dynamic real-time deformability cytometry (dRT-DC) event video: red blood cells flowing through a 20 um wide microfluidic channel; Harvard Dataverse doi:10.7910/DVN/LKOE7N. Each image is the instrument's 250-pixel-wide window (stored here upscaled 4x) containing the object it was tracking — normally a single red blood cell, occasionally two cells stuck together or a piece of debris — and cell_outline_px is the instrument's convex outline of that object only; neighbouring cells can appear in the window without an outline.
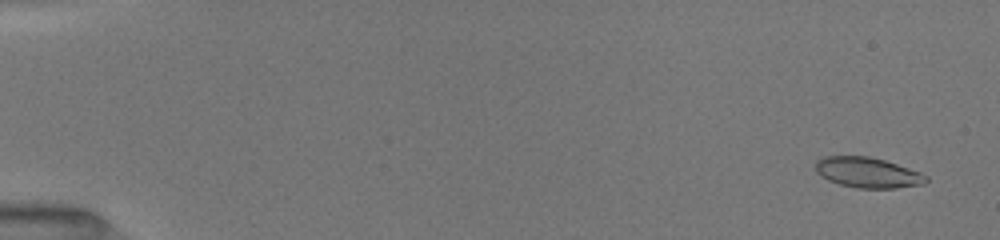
{"species": "common noctule bat (a hibernating species)", "species_latin": "Nyctalus noctula", "temperature_condition": "room temperature", "stored_images_in_passage": 52, "camera_frame_rate_fps": 3000, "um_per_image_px": 0.085, "animal": {"sex": "female", "body_mass_g": 19.5, "forearm_length_mm": 54.1}, "frame": {"image": 1, "passage_image": 3, "time_ms": 0.667, "image_size_px": [1000, 240], "cell_outline_px": [[928, 180], [924, 184], [896, 188], [856, 188], [840, 184], [828, 180], [820, 176], [816, 172], [816, 160], [824, 156], [868, 156], [884, 160], [920, 172], [928, 176]], "centroid_in_image_um": [73.74, 14.67], "position_along_channel_um": 11.3, "area_um2": 19.59}}
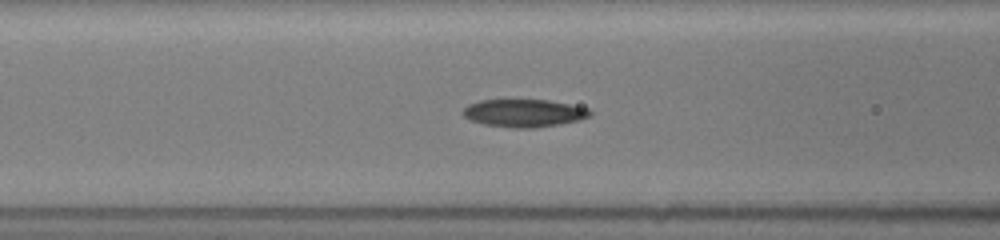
{"frame": {"image": 2, "passage_image": 23, "time_ms": 7.333, "image_size_px": [1000, 240], "cell_outline_px": [[592, 112], [588, 116], [580, 120], [560, 124], [536, 128], [512, 128], [484, 124], [468, 120], [460, 112], [468, 104], [480, 100], [548, 100], [588, 108]], "centroid_in_image_um": [44.49, 9.62], "position_along_channel_um": 122.1, "area_um2": 20.63}}
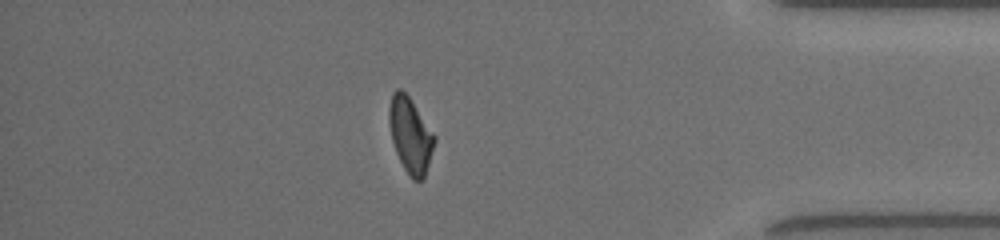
{"frame": {"image": 3, "passage_image": 46, "time_ms": 15.0, "image_size_px": [1000, 240], "cell_outline_px": [[436, 140], [424, 176], [420, 180], [412, 180], [408, 176], [396, 152], [392, 140], [388, 120], [388, 108], [392, 92], [396, 88], [400, 88], [408, 96], [436, 136]], "centroid_in_image_um": [34.86, 11.47], "position_along_channel_um": 400.3, "area_um2": 19.77}, "authors_computed_cell_mechanics": {"area_um2": 20.1144, "velocity_mm_per_s": 4.0076, "shape_relaxation_time_tau1_ms": 6.1976, "shape_relaxation_time_tau2_ms": 2.4803, "deformation_change_tau1": 0.2031, "deformation_change_tau2": 0.0901}}